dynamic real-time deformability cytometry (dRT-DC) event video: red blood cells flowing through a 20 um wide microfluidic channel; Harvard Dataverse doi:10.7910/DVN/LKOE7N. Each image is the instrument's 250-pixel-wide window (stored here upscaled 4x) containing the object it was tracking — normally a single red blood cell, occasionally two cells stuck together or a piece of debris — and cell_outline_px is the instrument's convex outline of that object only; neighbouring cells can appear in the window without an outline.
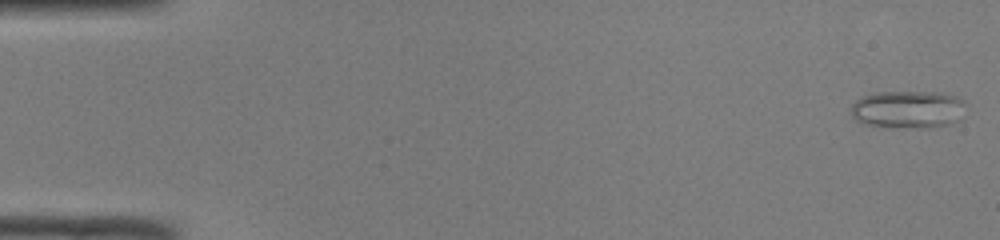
{"species": "common noctule bat (a hibernating species)", "species_latin": "Nyctalus noctula", "temperature_condition": "room temperature", "stored_images_in_passage": 49, "camera_frame_rate_fps": 3000, "um_per_image_px": 0.085, "animal": {"sex": "male", "body_mass_g": 19.0, "forearm_length_mm": 50.8}, "frame": {"image": 1, "passage_image": 1, "time_ms": 0.0, "image_size_px": [1000, 240], "cell_outline_px": [[964, 104], [960, 120], [952, 124], [928, 128], [888, 128], [864, 124], [856, 120], [852, 116], [852, 104], [860, 96], [876, 92], [940, 92], [960, 96], [964, 100]], "centroid_in_image_um": [77.19, 9.31], "position_along_channel_um": 7.8, "area_um2": 25.84}}
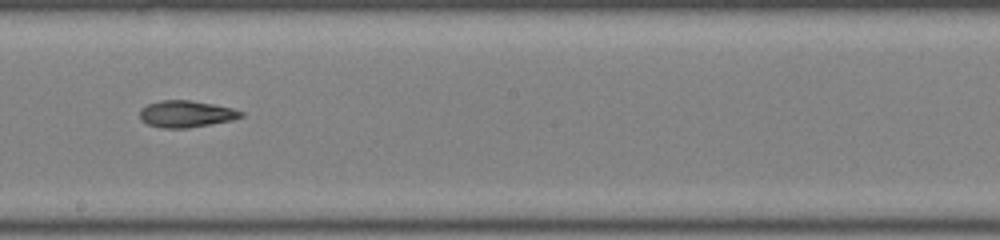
{"frame": {"image": 2, "passage_image": 28, "time_ms": 9.0, "image_size_px": [1000, 240], "cell_outline_px": [[244, 116], [232, 120], [188, 128], [160, 128], [148, 124], [140, 120], [140, 108], [148, 104], [160, 100], [188, 100], [212, 104], [232, 108], [244, 112]], "centroid_in_image_um": [15.8, 9.69], "position_along_channel_um": 232.4, "area_um2": 15.78}}
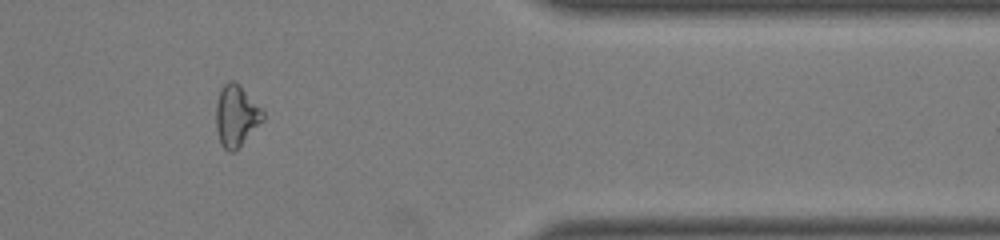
{"frame": {"image": 3, "passage_image": 41, "time_ms": 13.333, "image_size_px": [1000, 240], "cell_outline_px": [[264, 120], [232, 152], [228, 152], [220, 144], [216, 132], [216, 104], [220, 88], [228, 80], [232, 80], [240, 84], [264, 112]], "centroid_in_image_um": [20.05, 9.81], "position_along_channel_um": 391.4, "area_um2": 16.7}, "authors_computed_cell_mechanics": {"area_um2": 16.9932, "velocity_mm_per_s": 4.1407, "shape_relaxation_time_tau1_ms": null, "shape_relaxation_time_tau2_ms": 6.1688, "deformation_change_tau1": null, "deformation_change_tau2": 0.1512}}